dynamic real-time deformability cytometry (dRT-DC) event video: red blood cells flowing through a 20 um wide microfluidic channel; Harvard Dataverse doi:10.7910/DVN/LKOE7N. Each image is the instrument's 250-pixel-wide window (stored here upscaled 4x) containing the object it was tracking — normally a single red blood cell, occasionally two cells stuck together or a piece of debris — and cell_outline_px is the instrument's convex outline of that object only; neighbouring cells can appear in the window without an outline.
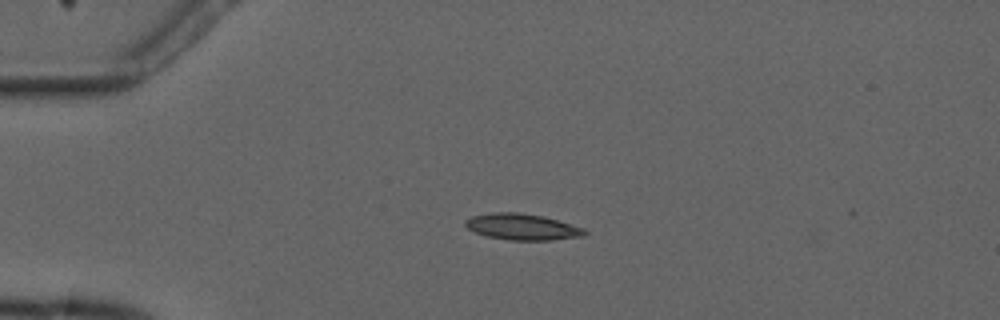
{"species": "common noctule bat (a hibernating species)", "species_latin": "Nyctalus noctula", "temperature_condition": "cold", "stored_images_in_passage": 2, "camera_frame_rate_fps": 3000, "um_per_image_px": 0.085, "animal": {"sex": "male", "forearm_length_mm": 52.5}, "frame": {"image": 1, "passage_image": 1, "time_ms": 0.0, "image_size_px": [1000, 320], "cell_outline_px": [[588, 232], [584, 236], [552, 240], [508, 240], [488, 236], [476, 232], [468, 228], [464, 224], [464, 220], [472, 216], [492, 212], [520, 212], [544, 216], [584, 228]], "centroid_in_image_um": [44.4, 19.27], "position_along_channel_um": 40.6, "area_um2": 18.26}}